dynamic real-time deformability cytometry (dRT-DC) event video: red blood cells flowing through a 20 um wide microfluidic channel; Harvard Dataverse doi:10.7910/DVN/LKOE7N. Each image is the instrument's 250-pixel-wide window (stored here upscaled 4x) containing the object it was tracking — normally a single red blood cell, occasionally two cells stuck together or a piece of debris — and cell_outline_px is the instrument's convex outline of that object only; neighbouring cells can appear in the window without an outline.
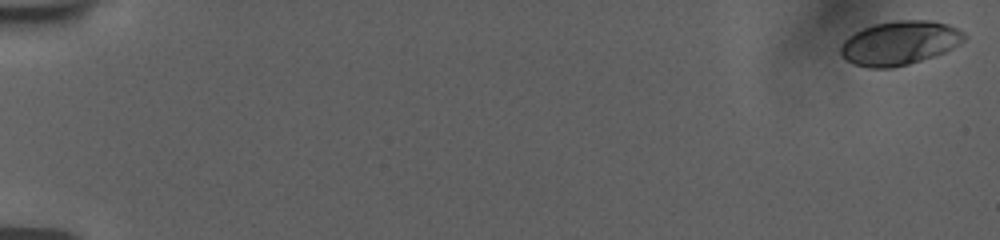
{"species": "human", "species_latin": "Homo sapiens", "temperature_condition": "room temperature", "stored_images_in_passage": 56, "camera_frame_rate_fps": 3000, "um_per_image_px": 0.085, "donor": {"sex": "female"}, "frame": {"image": 1, "passage_image": 1, "time_ms": 0.0, "image_size_px": [1000, 240], "cell_outline_px": [[968, 36], [960, 44], [944, 52], [908, 64], [892, 68], [868, 68], [856, 64], [840, 56], [840, 44], [848, 36], [864, 28], [876, 24], [896, 20], [932, 20], [948, 24], [964, 32]], "centroid_in_image_um": [76.47, 3.65], "position_along_channel_um": 8.5, "area_um2": 31.62}}
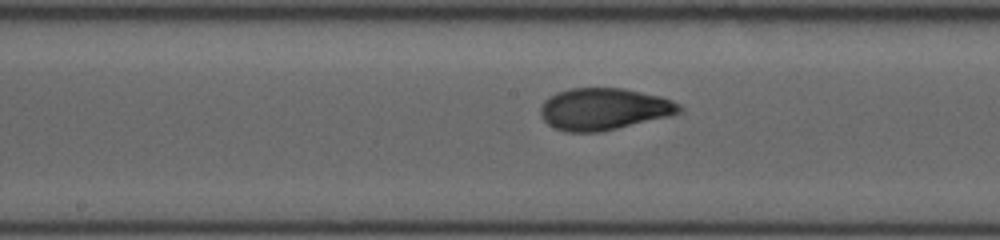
{"frame": {"image": 2, "passage_image": 31, "time_ms": 10.0, "image_size_px": [1000, 240], "cell_outline_px": [[684, 108], [680, 112], [672, 116], [600, 132], [564, 132], [548, 124], [540, 116], [540, 108], [544, 100], [548, 96], [556, 92], [572, 88], [624, 88], [660, 96], [672, 100], [680, 104]], "centroid_in_image_um": [51.34, 9.27], "position_along_channel_um": 196.9, "area_um2": 34.22}}
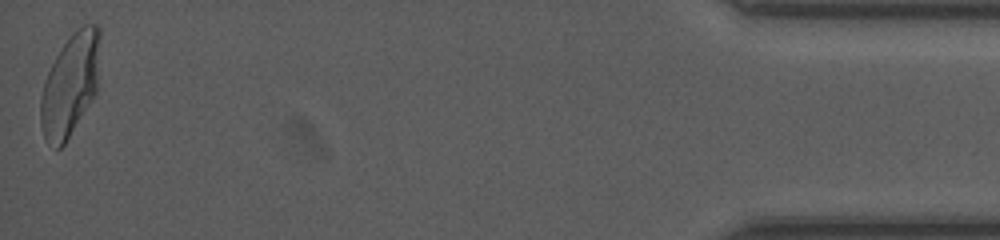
{"frame": {"image": 3, "passage_image": 56, "time_ms": 18.333, "image_size_px": [1000, 240], "cell_outline_px": [[100, 36], [96, 92], [64, 144], [60, 148], [56, 148], [48, 144], [44, 136], [40, 124], [40, 96], [48, 72], [56, 56], [64, 44], [84, 24], [96, 24], [100, 28]], "centroid_in_image_um": [5.95, 7.23], "position_along_channel_um": 429.3, "area_um2": 34.68}, "authors_computed_cell_mechanics": {"area_um2": 33.0905, "velocity_mm_per_s": 3.7589, "shape_relaxation_time_tau1_ms": 4.8606, "shape_relaxation_time_tau2_ms": 0.9098, "deformation_change_tau1": 0.218, "deformation_change_tau2": 0.0594}}